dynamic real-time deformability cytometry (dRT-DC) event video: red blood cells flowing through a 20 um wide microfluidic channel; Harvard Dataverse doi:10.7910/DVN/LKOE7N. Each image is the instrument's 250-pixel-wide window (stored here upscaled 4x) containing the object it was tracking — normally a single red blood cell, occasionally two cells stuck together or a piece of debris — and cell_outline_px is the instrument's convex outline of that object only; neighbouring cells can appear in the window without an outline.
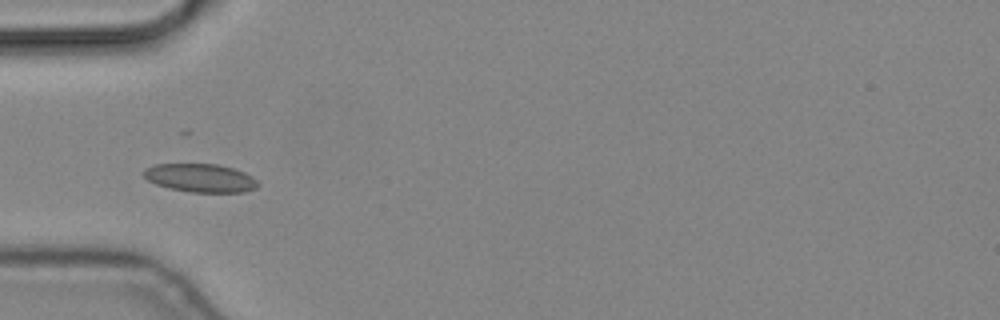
{"species": "common noctule bat (a hibernating species)", "species_latin": "Nyctalus noctula", "temperature_condition": "cold", "stored_images_in_passage": 13, "camera_frame_rate_fps": 3000, "um_per_image_px": 0.085, "animal": {"sex": "male", "body_mass_g": 19.2, "forearm_length_mm": 51.8}, "frame": {"image": 1, "passage_image": 3, "time_ms": 0.667, "image_size_px": [1000, 320], "cell_outline_px": [[260, 184], [256, 188], [244, 192], [192, 192], [168, 188], [156, 184], [148, 180], [140, 172], [144, 168], [156, 164], [216, 164], [232, 168], [244, 172], [252, 176]], "centroid_in_image_um": [17.01, 15.12], "position_along_channel_um": 68.0, "area_um2": 18.96}}
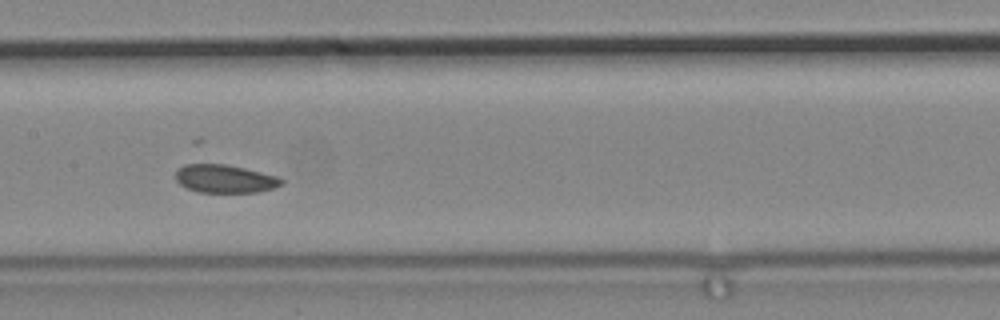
{"frame": {"image": 2, "passage_image": 6, "time_ms": 1.667, "image_size_px": [1000, 320], "cell_outline_px": [[284, 184], [272, 188], [256, 192], [196, 192], [180, 184], [176, 180], [176, 172], [184, 164], [196, 160], [224, 164], [244, 168], [276, 176], [284, 180]], "centroid_in_image_um": [19.04, 15.15], "position_along_channel_um": 188.4, "area_um2": 17.74}}
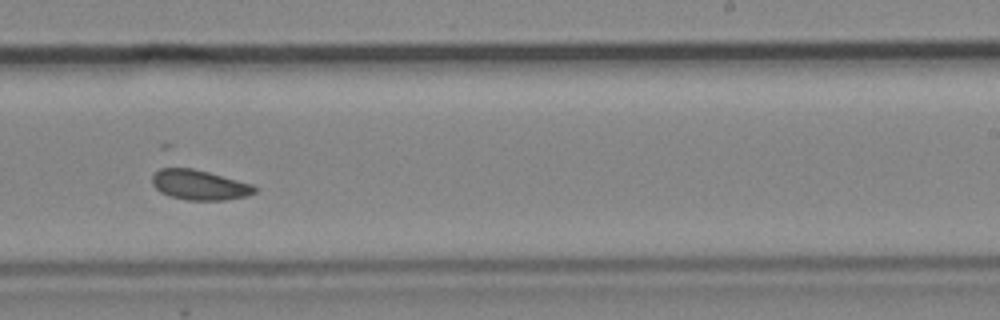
{"frame": {"image": 3, "passage_image": 8, "time_ms": 2.333, "image_size_px": [1000, 320], "cell_outline_px": [[256, 192], [248, 196], [224, 200], [188, 200], [168, 196], [160, 192], [152, 184], [152, 176], [160, 168], [168, 164], [192, 168], [208, 172], [252, 184], [256, 188]], "centroid_in_image_um": [16.88, 15.69], "position_along_channel_um": 272.1, "area_um2": 18.32}}